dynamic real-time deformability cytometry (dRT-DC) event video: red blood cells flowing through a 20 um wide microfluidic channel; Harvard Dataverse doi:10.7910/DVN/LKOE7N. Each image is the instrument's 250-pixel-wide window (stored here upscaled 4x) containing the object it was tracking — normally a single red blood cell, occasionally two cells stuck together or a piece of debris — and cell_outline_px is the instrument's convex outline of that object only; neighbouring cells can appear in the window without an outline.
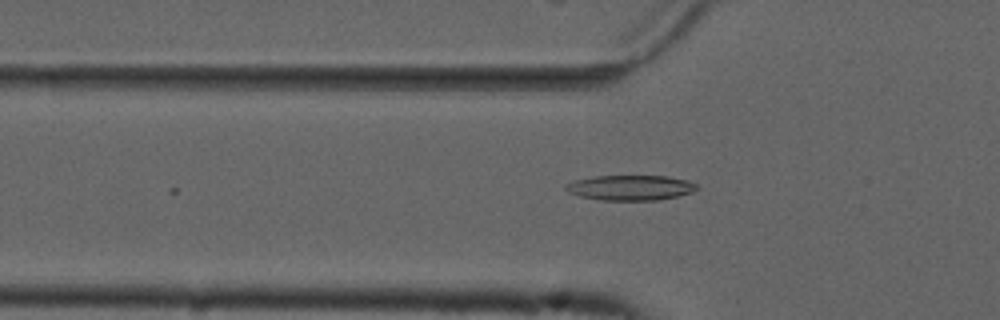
{"species": "common noctule bat (a hibernating species)", "species_latin": "Nyctalus noctula", "temperature_condition": "cold", "stored_images_in_passage": 8, "camera_frame_rate_fps": 3000, "um_per_image_px": 0.085, "animal": {"sex": "male", "forearm_length_mm": 52.5}, "frame": {"image": 1, "passage_image": 3, "time_ms": 0.667, "image_size_px": [1000, 320], "cell_outline_px": [[696, 188], [692, 192], [676, 196], [656, 200], [600, 200], [580, 196], [568, 192], [564, 188], [564, 184], [576, 180], [596, 176], [668, 176], [688, 180], [696, 184]], "centroid_in_image_um": [53.56, 15.95], "position_along_channel_um": 72.2, "area_um2": 19.07}}
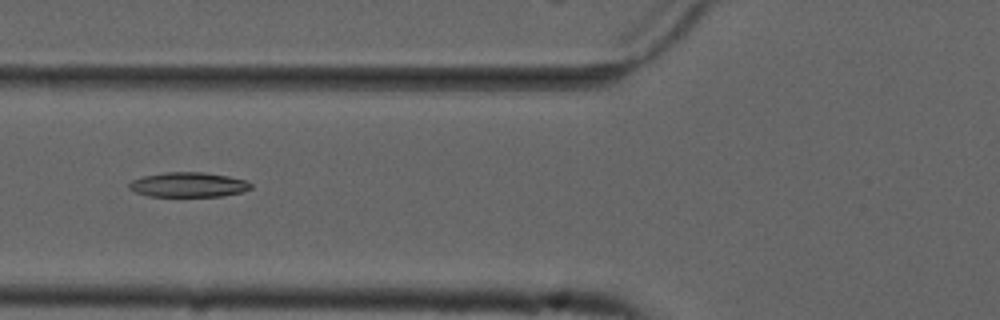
{"frame": {"image": 2, "passage_image": 6, "time_ms": 1.667, "image_size_px": [1000, 320], "cell_outline_px": [[252, 188], [240, 192], [224, 196], [148, 196], [136, 192], [128, 188], [128, 184], [132, 180], [144, 176], [164, 172], [204, 172], [228, 176], [244, 180], [252, 184]], "centroid_in_image_um": [16.0, 15.7], "position_along_channel_um": 109.8, "area_um2": 17.51}}